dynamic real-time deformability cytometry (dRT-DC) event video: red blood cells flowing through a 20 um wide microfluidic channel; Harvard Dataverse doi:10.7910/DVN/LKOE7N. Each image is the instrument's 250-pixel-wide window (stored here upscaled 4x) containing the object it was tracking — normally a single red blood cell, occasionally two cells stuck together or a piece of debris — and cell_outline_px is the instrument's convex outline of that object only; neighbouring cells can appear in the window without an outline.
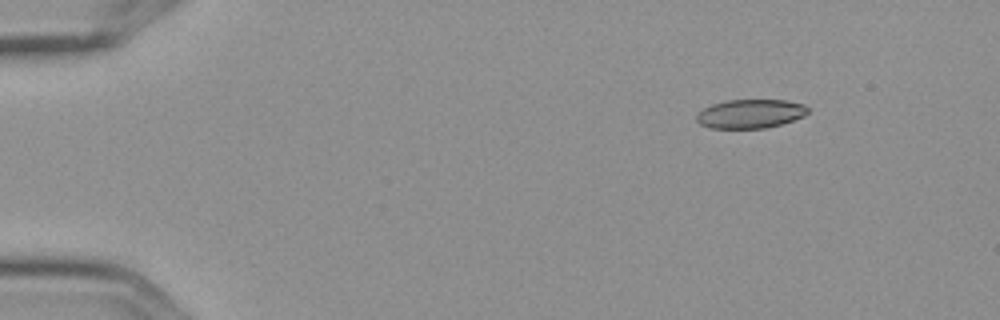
{"species": "Egyptian fruit bat (a non-hibernating species)", "species_latin": "Rousettus aegyptiacus", "temperature_condition": "cold", "stored_images_in_passage": 6, "camera_frame_rate_fps": 3000, "um_per_image_px": 0.085, "frame": {"image": 1, "passage_image": 2, "time_ms": 0.333, "image_size_px": [1000, 320], "cell_outline_px": [[808, 112], [804, 116], [780, 124], [764, 128], [708, 128], [700, 124], [696, 120], [696, 116], [704, 108], [712, 104], [728, 100], [784, 100], [804, 104], [808, 108]], "centroid_in_image_um": [63.77, 9.67], "position_along_channel_um": 21.2, "area_um2": 18.61}}
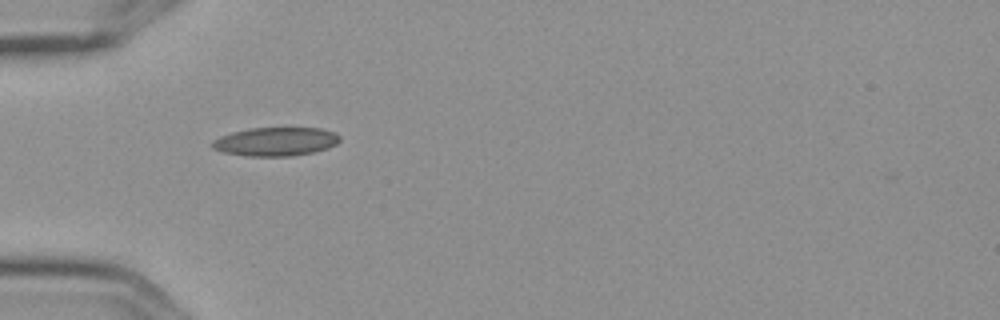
{"frame": {"image": 2, "passage_image": 5, "time_ms": 1.333, "image_size_px": [1000, 320], "cell_outline_px": [[340, 140], [336, 144], [328, 148], [312, 152], [288, 156], [248, 156], [224, 152], [212, 148], [208, 144], [212, 140], [220, 136], [232, 132], [248, 128], [320, 128], [336, 132], [340, 136]], "centroid_in_image_um": [23.41, 12.03], "position_along_channel_um": 61.6, "area_um2": 21.39}}
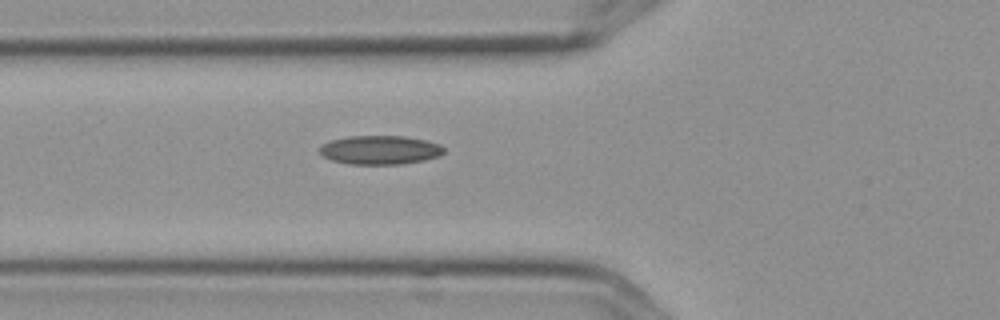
{"frame": {"image": 3, "passage_image": 6, "time_ms": 1.667, "image_size_px": [1000, 320], "cell_outline_px": [[444, 152], [440, 156], [424, 160], [400, 164], [348, 164], [332, 160], [324, 156], [320, 152], [320, 144], [328, 140], [348, 136], [404, 136], [428, 140], [440, 144], [444, 148]], "centroid_in_image_um": [32.3, 12.73], "position_along_channel_um": 93.5, "area_um2": 21.1}}